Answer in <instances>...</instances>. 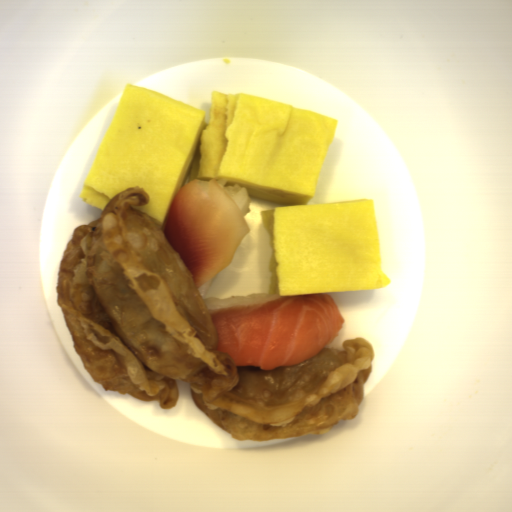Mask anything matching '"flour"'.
<instances>
[{
	"instance_id": "c2a2500e",
	"label": "flour",
	"mask_w": 512,
	"mask_h": 512,
	"mask_svg": "<svg viewBox=\"0 0 512 512\" xmlns=\"http://www.w3.org/2000/svg\"><path fill=\"white\" fill-rule=\"evenodd\" d=\"M141 187L111 197L71 232L55 294L72 348L104 392L175 409L176 380L195 407L238 441L329 434L363 404L375 350L364 337L298 363L259 371L217 351L218 328Z\"/></svg>"
}]
</instances>
